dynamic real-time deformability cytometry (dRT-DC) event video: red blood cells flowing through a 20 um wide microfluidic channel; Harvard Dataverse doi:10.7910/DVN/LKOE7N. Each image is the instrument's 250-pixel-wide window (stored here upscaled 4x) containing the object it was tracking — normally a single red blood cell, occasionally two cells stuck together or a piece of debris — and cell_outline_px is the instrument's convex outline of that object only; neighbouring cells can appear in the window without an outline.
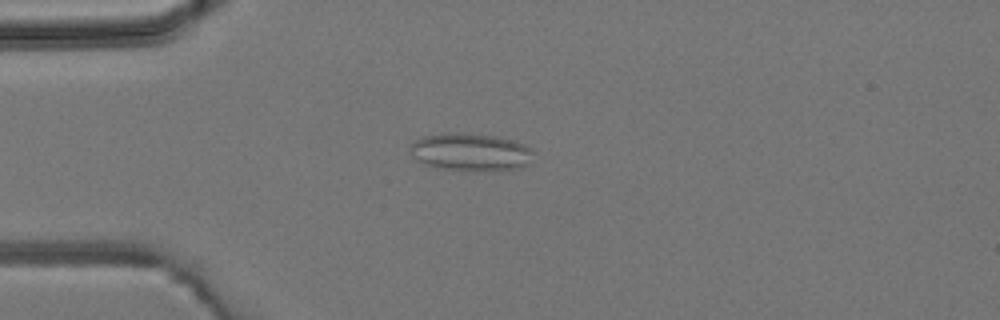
{"species": "common noctule bat (a hibernating species)", "species_latin": "Nyctalus noctula", "temperature_condition": "room temperature", "stored_images_in_passage": 3, "camera_frame_rate_fps": 3000, "um_per_image_px": 0.085, "animal": {"sex": "male", "body_mass_g": 19.2, "forearm_length_mm": 51.8}, "frame": {"image": 1, "passage_image": 3, "time_ms": 2.333, "image_size_px": [1000, 320], "cell_outline_px": [[532, 152], [524, 168], [496, 172], [488, 172], [440, 168], [424, 164], [416, 160], [412, 156], [412, 144], [420, 136], [444, 132], [464, 132], [496, 136], [512, 140], [524, 144], [532, 148]], "centroid_in_image_um": [40.01, 12.93], "position_along_channel_um": 45.0, "area_um2": 27.57}}